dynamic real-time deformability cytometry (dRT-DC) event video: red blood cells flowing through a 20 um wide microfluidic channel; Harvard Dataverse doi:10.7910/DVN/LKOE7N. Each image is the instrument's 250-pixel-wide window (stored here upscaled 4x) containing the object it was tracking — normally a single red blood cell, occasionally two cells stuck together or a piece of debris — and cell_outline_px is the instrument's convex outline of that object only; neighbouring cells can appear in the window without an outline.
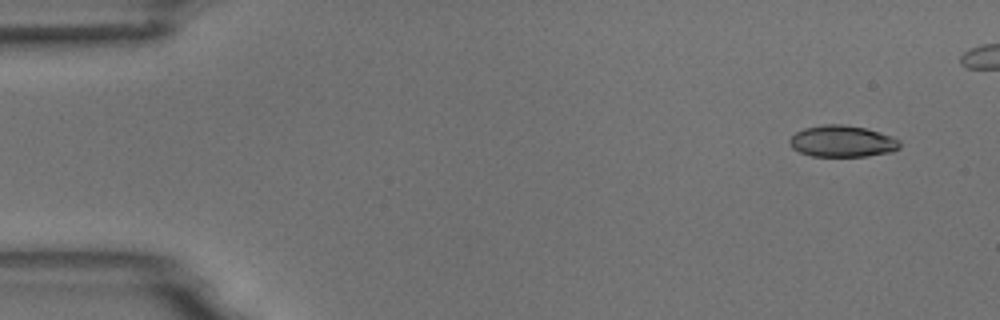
{"species": "common noctule bat (a hibernating species)", "species_latin": "Nyctalus noctula", "temperature_condition": "room temperature", "stored_images_in_passage": 10, "segment_of_instrument_passage": [1, 2], "camera_frame_rate_fps": 3000, "um_per_image_px": 0.085, "animal": {"sex": "male", "body_mass_g": 18.8}, "frame": {"image": 1, "passage_image": 1, "time_ms": 0.0, "image_size_px": [1000, 320], "cell_outline_px": [[900, 148], [892, 152], [864, 156], [812, 156], [800, 152], [792, 148], [788, 144], [788, 140], [796, 132], [804, 128], [824, 124], [844, 124], [864, 128], [880, 132], [892, 136], [900, 140]], "centroid_in_image_um": [71.59, 12.0], "position_along_channel_um": 13.4, "area_um2": 20.35}}
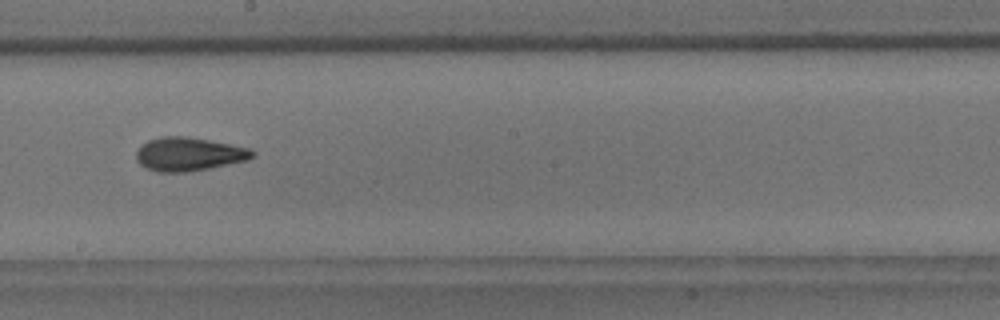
{"frame": {"image": 2, "passage_image": 9, "time_ms": 2.667, "image_size_px": [1000, 320], "cell_outline_px": [[256, 156], [248, 160], [208, 168], [184, 172], [156, 172], [144, 168], [136, 160], [136, 152], [140, 144], [148, 140], [160, 136], [184, 136], [208, 140], [252, 148], [256, 152]], "centroid_in_image_um": [16.04, 13.1], "position_along_channel_um": 232.2, "area_um2": 22.95}}